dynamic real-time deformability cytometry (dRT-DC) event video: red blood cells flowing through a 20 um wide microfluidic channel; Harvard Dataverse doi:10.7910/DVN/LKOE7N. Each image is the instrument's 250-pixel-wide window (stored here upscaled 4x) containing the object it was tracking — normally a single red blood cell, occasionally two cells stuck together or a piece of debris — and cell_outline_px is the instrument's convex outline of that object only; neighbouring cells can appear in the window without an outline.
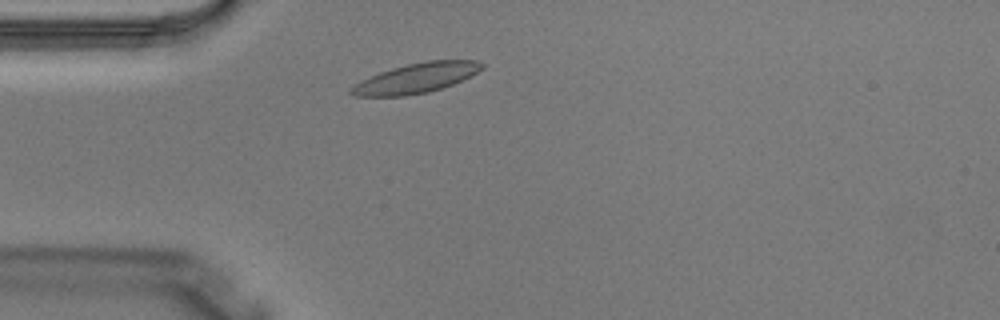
{"species": "Egyptian fruit bat (a non-hibernating species)", "species_latin": "Rousettus aegyptiacus", "temperature_condition": "warm", "stored_images_in_passage": 3, "camera_frame_rate_fps": 3000, "um_per_image_px": 0.085, "animal": {"sex": "male"}, "frame": {"image": 1, "passage_image": 3, "time_ms": 0.667, "image_size_px": [1000, 320], "cell_outline_px": [[484, 68], [452, 84], [428, 92], [404, 96], [352, 96], [348, 92], [348, 88], [360, 80], [380, 72], [392, 68], [424, 60], [476, 60], [484, 64]], "centroid_in_image_um": [35.3, 6.64], "position_along_channel_um": 49.7, "area_um2": 22.66}}